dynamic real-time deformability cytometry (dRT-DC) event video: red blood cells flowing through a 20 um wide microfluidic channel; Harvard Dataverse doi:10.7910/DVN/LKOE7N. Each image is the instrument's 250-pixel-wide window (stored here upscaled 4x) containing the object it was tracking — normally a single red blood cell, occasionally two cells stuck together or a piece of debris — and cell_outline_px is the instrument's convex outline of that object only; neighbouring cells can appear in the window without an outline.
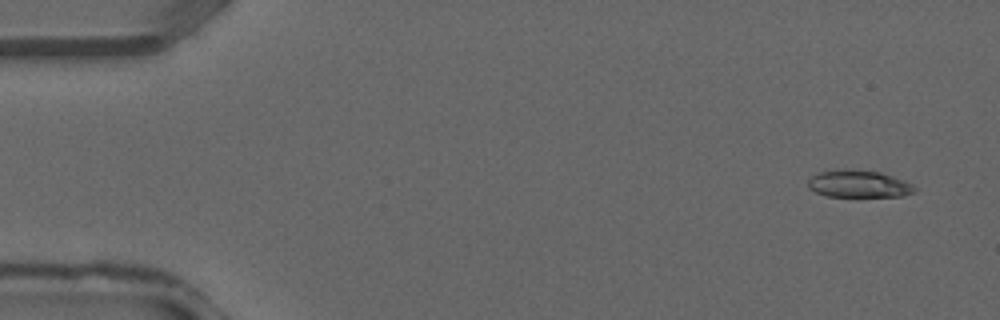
{"species": "common noctule bat (a hibernating species)", "species_latin": "Nyctalus noctula", "temperature_condition": "warm", "stored_images_in_passage": 36, "camera_frame_rate_fps": 3000, "um_per_image_px": 0.085, "animal": {"sex": "male", "forearm_length_mm": 52.5}, "frame": {"image": 1, "passage_image": 1, "time_ms": 0.0, "image_size_px": [1000, 320], "cell_outline_px": [[916, 192], [904, 196], [828, 196], [816, 192], [808, 188], [808, 180], [812, 176], [820, 172], [880, 172], [904, 180], [912, 184], [916, 188]], "centroid_in_image_um": [73.05, 15.68], "position_along_channel_um": 11.9, "area_um2": 16.07}}
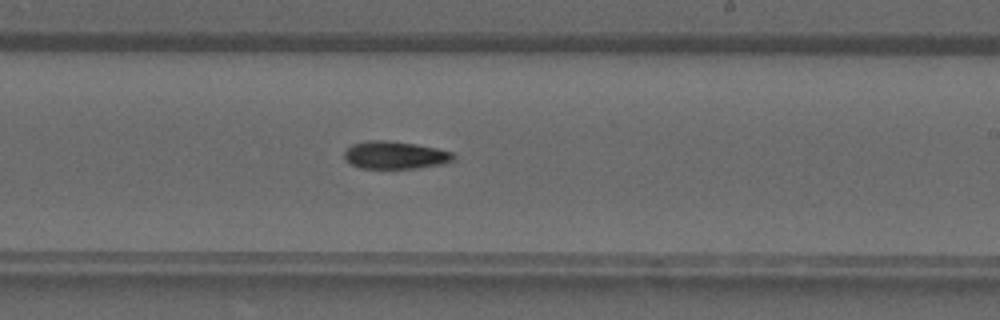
{"frame": {"image": 2, "passage_image": 21, "time_ms": 6.667, "image_size_px": [1000, 320], "cell_outline_px": [[456, 156], [452, 160], [444, 164], [416, 168], [360, 168], [352, 164], [344, 156], [344, 152], [352, 144], [368, 140], [388, 140], [416, 144], [436, 148], [452, 152]], "centroid_in_image_um": [33.6, 13.18], "position_along_channel_um": 255.4, "area_um2": 17.51}}
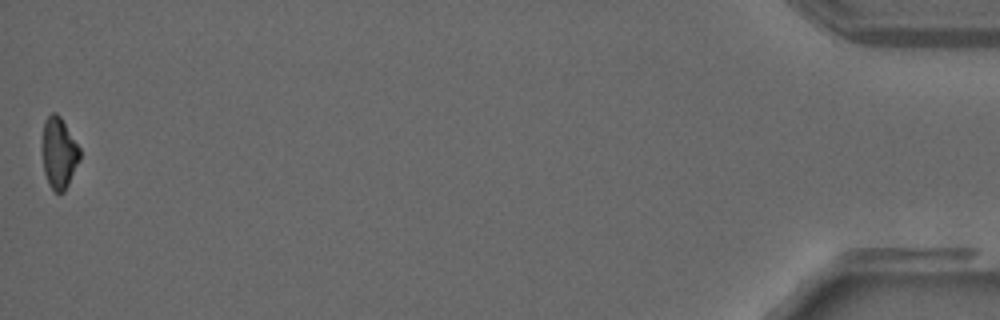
{"frame": {"image": 3, "passage_image": 36, "time_ms": 11.667, "image_size_px": [1000, 320], "cell_outline_px": [[80, 160], [64, 192], [56, 192], [48, 184], [44, 172], [40, 148], [44, 120], [52, 112], [56, 112], [60, 116], [80, 148]], "centroid_in_image_um": [4.97, 12.98], "position_along_channel_um": 430.2, "area_um2": 15.9}}